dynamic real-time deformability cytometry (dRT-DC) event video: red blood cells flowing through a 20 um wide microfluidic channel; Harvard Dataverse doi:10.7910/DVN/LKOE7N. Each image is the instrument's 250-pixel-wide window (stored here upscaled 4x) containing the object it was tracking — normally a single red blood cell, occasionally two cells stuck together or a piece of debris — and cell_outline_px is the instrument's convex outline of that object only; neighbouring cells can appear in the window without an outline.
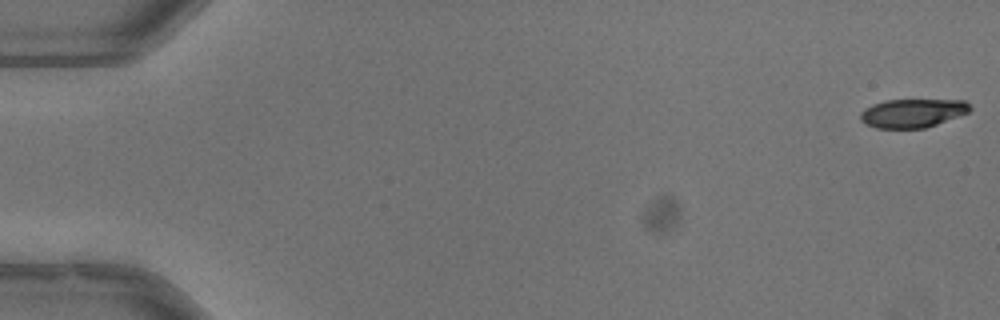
{"species": "common noctule bat (a hibernating species)", "species_latin": "Nyctalus noctula", "temperature_condition": "warm", "stored_images_in_passage": 53, "camera_frame_rate_fps": 3000, "um_per_image_px": 0.085, "animal": {"sex": "male", "body_mass_g": 13.3}, "frame": {"image": 1, "passage_image": 1, "time_ms": 0.0, "image_size_px": [1000, 320], "cell_outline_px": [[972, 108], [968, 112], [936, 124], [924, 128], [876, 128], [864, 124], [860, 120], [860, 112], [864, 108], [872, 104], [884, 100], [964, 100]], "centroid_in_image_um": [77.5, 9.61], "position_along_channel_um": 7.5, "area_um2": 18.26}}
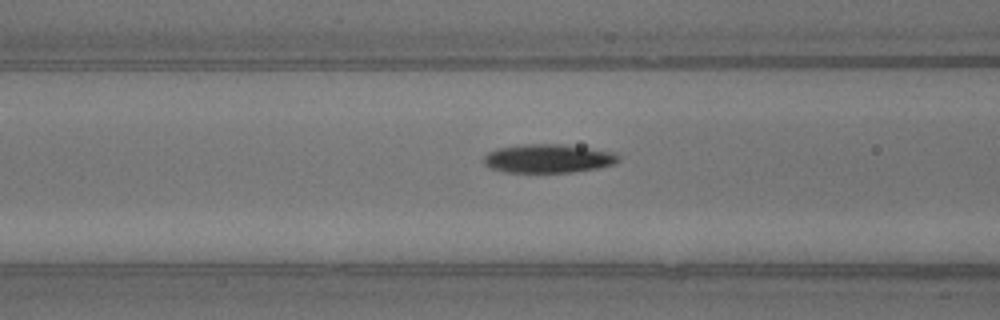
{"frame": {"image": 2, "passage_image": 22, "time_ms": 7.0, "image_size_px": [1000, 320], "cell_outline_px": [[620, 160], [616, 164], [600, 168], [572, 172], [504, 172], [488, 168], [484, 164], [484, 156], [488, 152], [496, 148], [516, 144], [564, 144], [616, 152], [620, 156]], "centroid_in_image_um": [46.61, 13.47], "position_along_channel_um": 120.0, "area_um2": 23.0}}
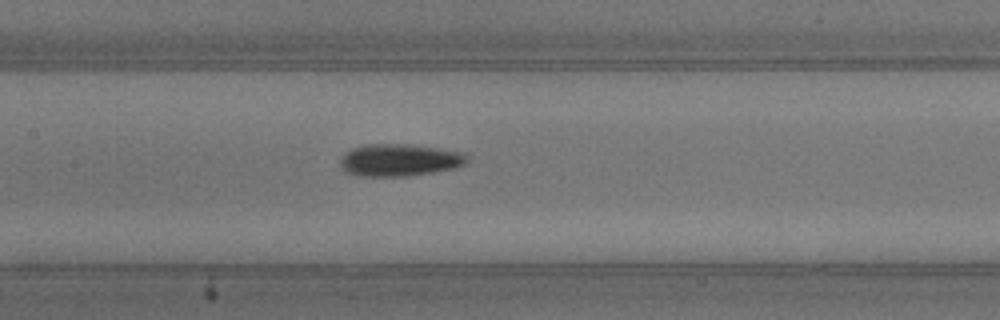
{"frame": {"image": 3, "passage_image": 26, "time_ms": 8.333, "image_size_px": [1000, 320], "cell_outline_px": [[468, 160], [464, 164], [452, 168], [432, 172], [408, 176], [364, 176], [348, 172], [340, 168], [340, 156], [344, 152], [352, 148], [364, 144], [412, 144], [440, 148], [464, 152], [468, 156]], "centroid_in_image_um": [33.93, 13.58], "position_along_channel_um": 173.5, "area_um2": 23.99}, "authors_computed_cell_mechanics": {"area_um2": 21.5594, "velocity_mm_per_s": 3.9918, "shape_relaxation_time_tau1_ms": 3.8185, "shape_relaxation_time_tau2_ms": 3.5025, "deformation_change_tau1": 0.1526, "deformation_change_tau2": 0.0956}}